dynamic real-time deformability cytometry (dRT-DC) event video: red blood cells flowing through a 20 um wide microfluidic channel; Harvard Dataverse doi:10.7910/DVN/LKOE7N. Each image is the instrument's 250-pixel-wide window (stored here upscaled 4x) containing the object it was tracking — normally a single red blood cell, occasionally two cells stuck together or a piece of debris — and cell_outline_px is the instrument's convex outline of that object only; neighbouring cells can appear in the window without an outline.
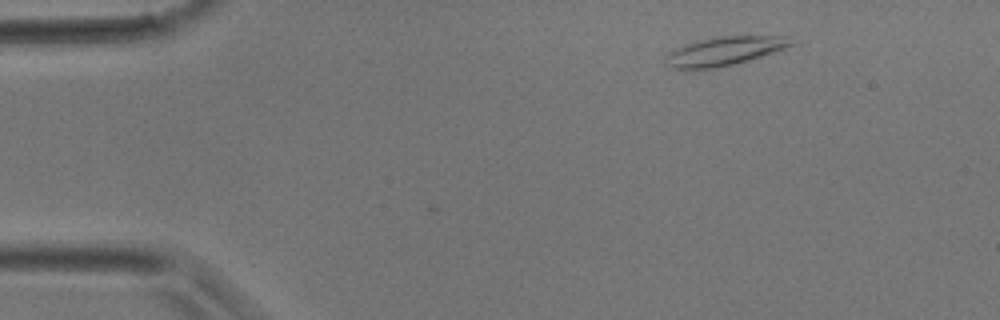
{"species": "common noctule bat (a hibernating species)", "species_latin": "Nyctalus noctula", "temperature_condition": "room temperature", "stored_images_in_passage": 3, "camera_frame_rate_fps": 3000, "um_per_image_px": 0.085, "animal": {"sex": "male", "body_mass_g": 17.9}, "frame": {"image": 1, "passage_image": 1, "time_ms": 0.0, "image_size_px": [1000, 320], "cell_outline_px": [[792, 44], [784, 48], [748, 60], [716, 68], [672, 68], [664, 64], [664, 56], [668, 52], [676, 48], [700, 40], [720, 36], [784, 36]], "centroid_in_image_um": [61.47, 4.35], "position_along_channel_um": 23.5, "area_um2": 20.4}}